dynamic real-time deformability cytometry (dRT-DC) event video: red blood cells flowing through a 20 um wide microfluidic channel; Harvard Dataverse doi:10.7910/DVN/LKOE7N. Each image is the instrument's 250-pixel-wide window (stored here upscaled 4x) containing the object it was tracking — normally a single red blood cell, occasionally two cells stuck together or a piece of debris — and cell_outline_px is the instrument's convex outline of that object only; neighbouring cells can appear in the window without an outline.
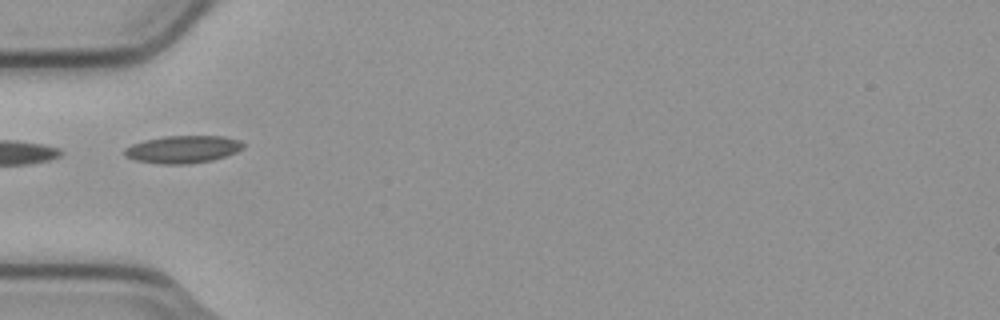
{"species": "common noctule bat (a hibernating species)", "species_latin": "Nyctalus noctula", "temperature_condition": "cold", "stored_images_in_passage": 3, "camera_frame_rate_fps": 3000, "um_per_image_px": 0.085, "animal": {"sex": "male", "body_mass_g": 23.1, "forearm_length_mm": 52.7}, "frame": {"image": 1, "passage_image": 1, "time_ms": 0.0, "image_size_px": [1000, 320], "cell_outline_px": [[244, 148], [236, 152], [212, 160], [188, 164], [160, 164], [136, 160], [124, 156], [124, 148], [132, 144], [144, 140], [164, 136], [224, 136], [240, 140], [244, 144]], "centroid_in_image_um": [15.53, 12.69], "position_along_channel_um": 69.5, "area_um2": 19.07}}
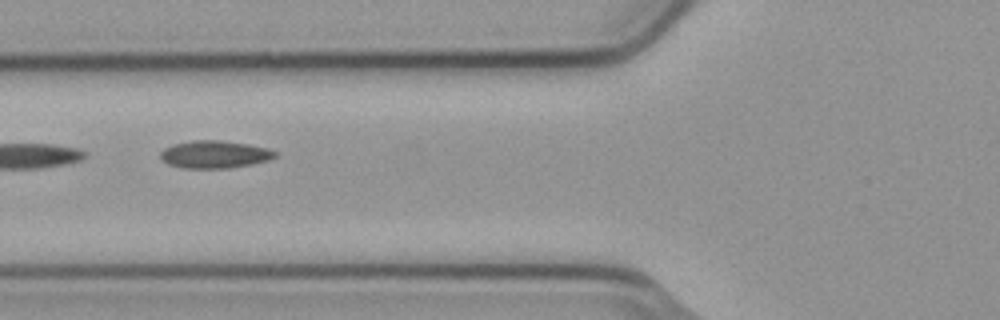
{"frame": {"image": 2, "passage_image": 2, "time_ms": 0.333, "image_size_px": [1000, 320], "cell_outline_px": [[276, 156], [268, 160], [252, 164], [228, 168], [184, 168], [168, 164], [160, 160], [160, 152], [164, 148], [172, 144], [192, 140], [220, 140], [248, 144], [268, 148], [276, 152]], "centroid_in_image_um": [18.2, 13.12], "position_along_channel_um": 107.6, "area_um2": 18.5}}
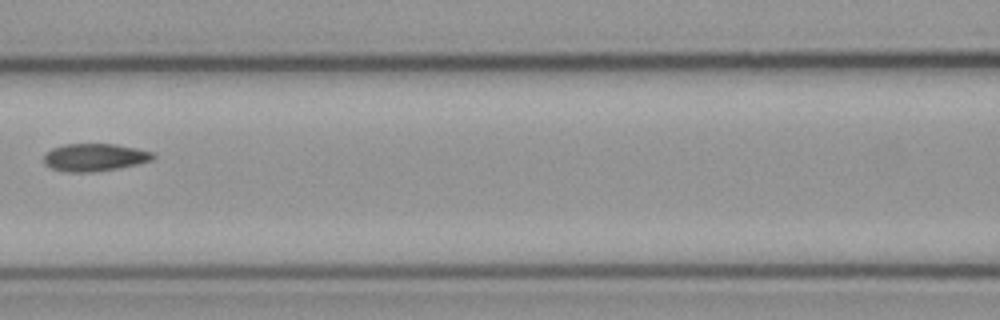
{"frame": {"image": 3, "passage_image": 3, "time_ms": 0.667, "image_size_px": [1000, 320], "cell_outline_px": [[156, 156], [152, 160], [136, 164], [116, 168], [92, 172], [64, 172], [52, 168], [44, 164], [44, 156], [52, 148], [64, 144], [116, 144], [136, 148], [152, 152]], "centroid_in_image_um": [8.03, 13.37], "position_along_channel_um": 158.6, "area_um2": 17.46}}